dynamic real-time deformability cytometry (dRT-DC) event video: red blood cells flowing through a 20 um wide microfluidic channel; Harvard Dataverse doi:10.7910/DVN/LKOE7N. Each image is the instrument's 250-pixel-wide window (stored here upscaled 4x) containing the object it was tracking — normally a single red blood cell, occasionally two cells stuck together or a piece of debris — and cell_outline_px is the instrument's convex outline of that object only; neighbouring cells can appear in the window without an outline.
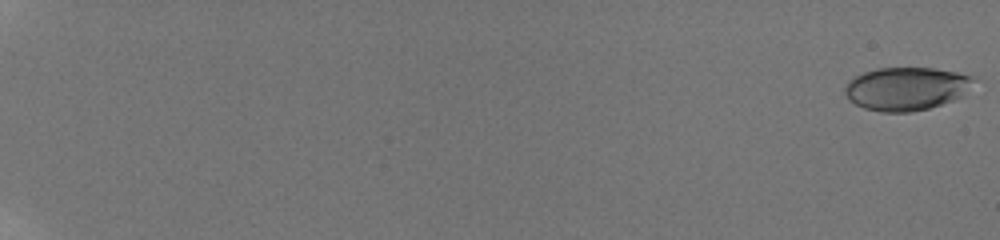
{"species": "human", "species_latin": "Homo sapiens", "temperature_condition": "room temperature", "stored_images_in_passage": 15, "camera_frame_rate_fps": 3000, "um_per_image_px": 0.085, "donor": {"sex": "male"}, "frame": {"image": 1, "passage_image": 1, "time_ms": 0.0, "image_size_px": [1000, 240], "cell_outline_px": [[972, 80], [960, 96], [952, 100], [928, 108], [908, 112], [880, 112], [864, 108], [848, 100], [844, 92], [844, 84], [848, 80], [864, 72], [876, 68], [932, 68], [956, 72], [972, 76]], "centroid_in_image_um": [76.92, 7.53], "position_along_channel_um": 8.1, "area_um2": 31.96}}
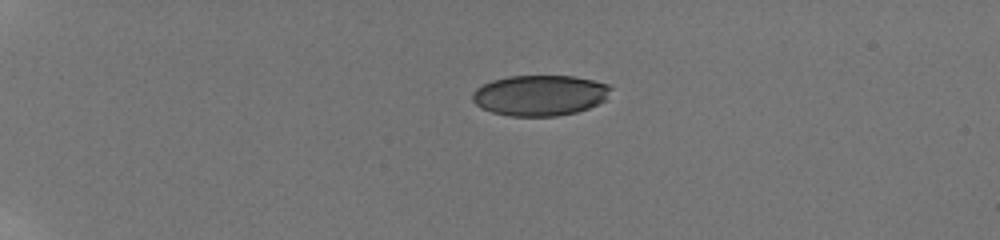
{"frame": {"image": 2, "passage_image": 6, "time_ms": 5.333, "image_size_px": [1000, 240], "cell_outline_px": [[612, 88], [604, 100], [588, 108], [576, 112], [556, 116], [508, 116], [492, 112], [480, 108], [472, 100], [472, 92], [476, 88], [492, 80], [508, 76], [576, 76], [608, 84]], "centroid_in_image_um": [45.86, 8.1], "position_along_channel_um": 39.1, "area_um2": 32.77}}
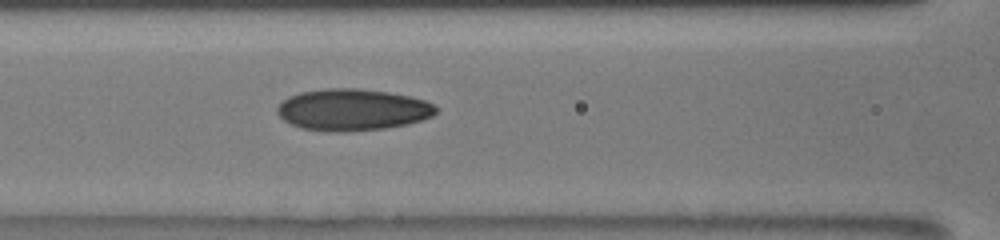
{"frame": {"image": 3, "passage_image": 12, "time_ms": 10.0, "image_size_px": [1000, 240], "cell_outline_px": [[436, 112], [432, 116], [408, 124], [384, 128], [344, 132], [328, 132], [300, 128], [284, 120], [276, 112], [276, 108], [288, 96], [300, 92], [328, 88], [356, 88], [388, 92], [408, 96], [424, 100], [432, 104], [436, 108]], "centroid_in_image_um": [29.92, 9.33], "position_along_channel_um": 136.7, "area_um2": 38.44}}